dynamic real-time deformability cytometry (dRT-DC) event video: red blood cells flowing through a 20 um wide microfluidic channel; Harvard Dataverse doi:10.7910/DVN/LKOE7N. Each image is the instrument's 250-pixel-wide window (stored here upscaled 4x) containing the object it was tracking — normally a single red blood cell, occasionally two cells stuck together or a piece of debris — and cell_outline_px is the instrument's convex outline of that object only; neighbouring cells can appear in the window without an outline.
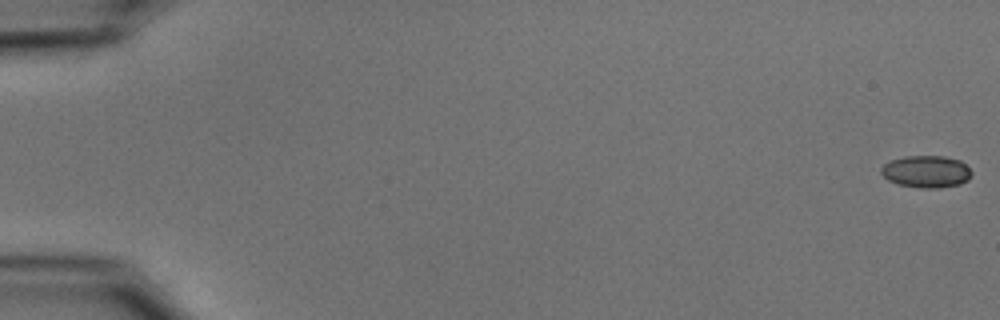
{"species": "common noctule bat (a hibernating species)", "species_latin": "Nyctalus noctula", "temperature_condition": "cold", "stored_images_in_passage": 11, "camera_frame_rate_fps": 3000, "um_per_image_px": 0.085, "animal": {"sex": "male", "body_mass_g": 15.6}, "frame": {"image": 1, "passage_image": 1, "time_ms": 0.0, "image_size_px": [1000, 320], "cell_outline_px": [[972, 176], [968, 180], [960, 184], [940, 188], [920, 188], [900, 184], [888, 180], [880, 172], [880, 168], [884, 164], [892, 160], [904, 156], [944, 156], [960, 160], [972, 172]], "centroid_in_image_um": [78.75, 14.58], "position_along_channel_um": 6.3, "area_um2": 16.94}}